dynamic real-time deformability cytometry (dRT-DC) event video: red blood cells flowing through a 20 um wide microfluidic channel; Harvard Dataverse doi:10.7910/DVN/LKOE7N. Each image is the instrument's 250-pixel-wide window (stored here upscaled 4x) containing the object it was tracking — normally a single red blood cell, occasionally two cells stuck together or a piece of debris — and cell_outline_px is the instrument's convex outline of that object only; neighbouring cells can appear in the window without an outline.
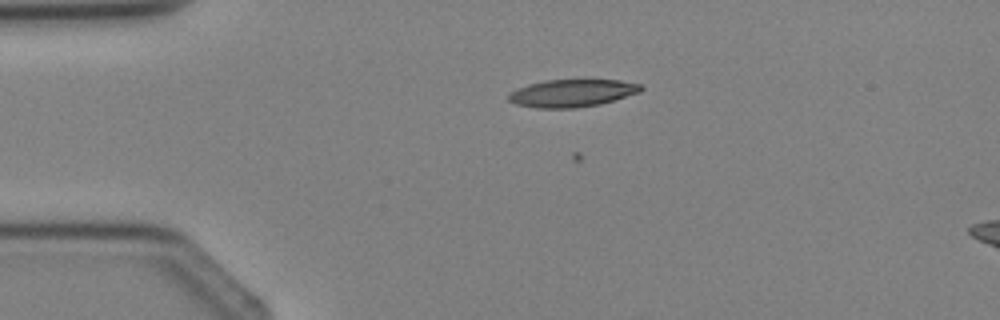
{"species": "Egyptian fruit bat (a non-hibernating species)", "species_latin": "Rousettus aegyptiacus", "temperature_condition": "cold", "stored_images_in_passage": 5, "segment_of_instrument_passage": [1, 2], "camera_frame_rate_fps": 3000, "um_per_image_px": 0.085, "animal": {"sex": "female"}, "frame": {"image": 1, "passage_image": 3, "time_ms": 2.333, "image_size_px": [1000, 320], "cell_outline_px": [[644, 88], [640, 92], [600, 104], [576, 108], [536, 108], [516, 104], [508, 100], [508, 92], [516, 88], [528, 84], [544, 80], [620, 80], [644, 84]], "centroid_in_image_um": [48.62, 7.91], "position_along_channel_um": 36.4, "area_um2": 21.44}}